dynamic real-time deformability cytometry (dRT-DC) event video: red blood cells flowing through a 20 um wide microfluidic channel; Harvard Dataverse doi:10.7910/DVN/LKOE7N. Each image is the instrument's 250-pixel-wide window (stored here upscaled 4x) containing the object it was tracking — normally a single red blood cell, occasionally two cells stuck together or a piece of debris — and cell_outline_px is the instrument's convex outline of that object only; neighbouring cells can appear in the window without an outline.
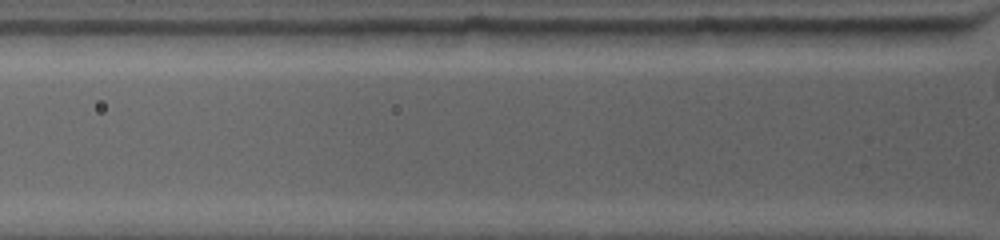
{"species": "common noctule bat (a hibernating species)", "species_latin": "Nyctalus noctula", "temperature_condition": "warm", "stored_images_in_passage": 2, "camera_frame_rate_fps": 4500, "um_per_image_px": 0.085, "animal": {"sex": "female", "body_mass_g": 19.0, "forearm_length_mm": 53.3}, "frame": {"image": 1, "passage_image": 2, "time_ms": 0.222, "image_size_px": [1000, 240], "cell_outline_px": [[772, 28], [768, 44], [688, 48], [684, 48], [660, 44], [632, 32], [696, 28]], "centroid_in_image_um": [60.26, 3.15], "position_along_channel_um": 65.5, "area_um2": 15.43}}